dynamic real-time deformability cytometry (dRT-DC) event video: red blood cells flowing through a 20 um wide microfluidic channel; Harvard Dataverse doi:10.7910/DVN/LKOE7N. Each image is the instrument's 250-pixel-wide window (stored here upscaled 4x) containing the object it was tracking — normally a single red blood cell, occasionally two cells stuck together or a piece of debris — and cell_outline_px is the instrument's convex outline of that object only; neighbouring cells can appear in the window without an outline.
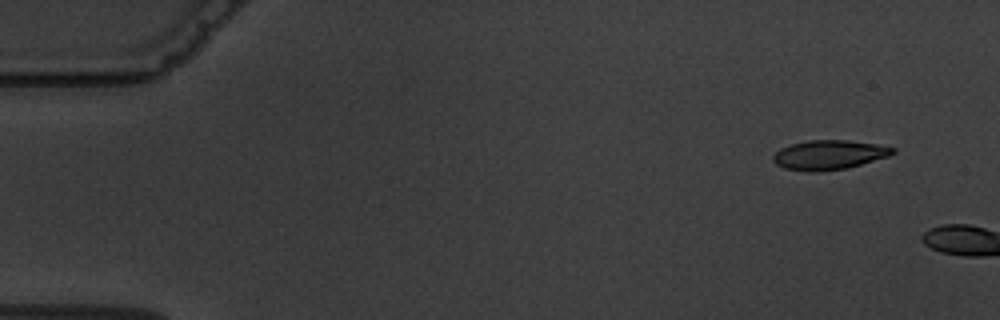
{"species": "common noctule bat (a hibernating species)", "species_latin": "Nyctalus noctula", "temperature_condition": "warm", "stored_images_in_passage": 2, "camera_frame_rate_fps": 3000, "um_per_image_px": 0.085, "animal": {"sex": "male", "body_mass_g": 19.5, "forearm_length_mm": 54.6}, "frame": {"image": 1, "passage_image": 1, "time_ms": 0.0, "image_size_px": [1000, 320], "cell_outline_px": [[896, 152], [888, 156], [848, 168], [820, 172], [808, 172], [784, 168], [776, 164], [772, 160], [772, 156], [780, 148], [792, 144], [808, 140], [848, 140], [876, 144], [896, 148]], "centroid_in_image_um": [70.45, 13.17], "position_along_channel_um": 14.5, "area_um2": 20.63}}